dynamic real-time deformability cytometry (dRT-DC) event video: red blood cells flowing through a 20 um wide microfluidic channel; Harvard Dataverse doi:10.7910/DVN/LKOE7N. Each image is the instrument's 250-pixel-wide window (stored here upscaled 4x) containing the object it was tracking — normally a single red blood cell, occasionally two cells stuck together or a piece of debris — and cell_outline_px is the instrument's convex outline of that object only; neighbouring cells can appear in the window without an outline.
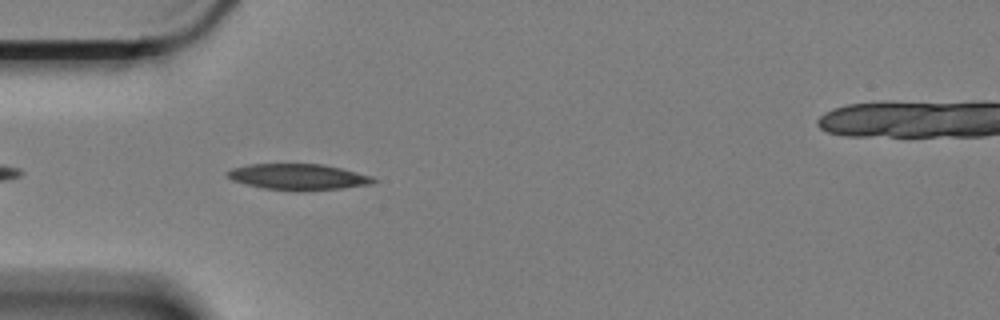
{"species": "Egyptian fruit bat (a non-hibernating species)", "species_latin": "Rousettus aegyptiacus", "temperature_condition": "cold", "stored_images_in_passage": 18, "camera_frame_rate_fps": 3000, "um_per_image_px": 0.085, "animal": {"sex": "female"}, "frame": {"image": 1, "passage_image": 3, "time_ms": 0.667, "image_size_px": [1000, 320], "cell_outline_px": [[376, 180], [372, 184], [340, 188], [264, 188], [244, 184], [232, 180], [224, 172], [232, 168], [248, 164], [324, 164], [372, 176]], "centroid_in_image_um": [25.3, 14.98], "position_along_channel_um": 59.7, "area_um2": 21.15}}
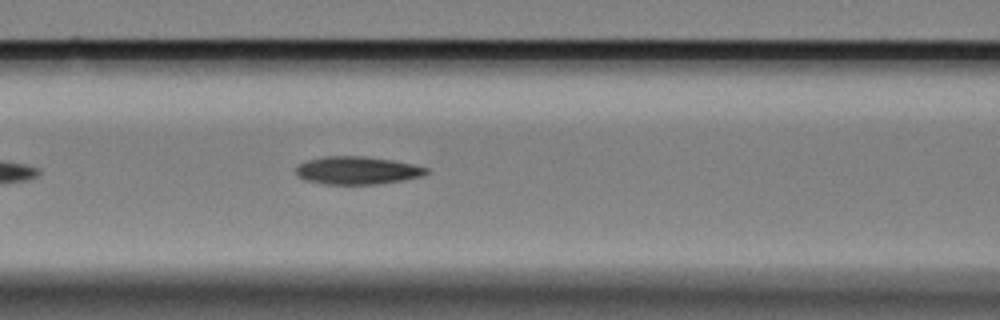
{"frame": {"image": 2, "passage_image": 10, "time_ms": 3.0, "image_size_px": [1000, 320], "cell_outline_px": [[432, 172], [424, 176], [404, 180], [376, 184], [324, 184], [304, 180], [296, 176], [296, 164], [308, 160], [324, 156], [364, 156], [392, 160], [412, 164], [428, 168]], "centroid_in_image_um": [30.36, 14.49], "position_along_channel_um": 136.2, "area_um2": 21.44}}
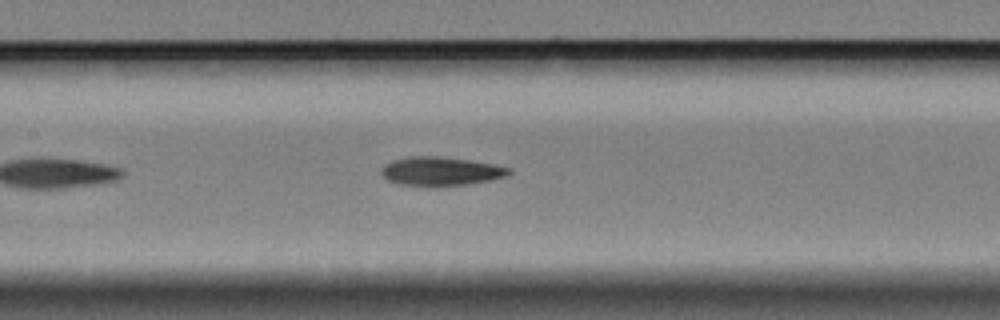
{"frame": {"image": 3, "passage_image": 13, "time_ms": 4.0, "image_size_px": [1000, 320], "cell_outline_px": [[512, 172], [508, 176], [492, 180], [468, 184], [440, 188], [400, 184], [388, 180], [380, 172], [380, 168], [384, 164], [392, 160], [408, 156], [440, 156], [468, 160], [492, 164], [512, 168]], "centroid_in_image_um": [37.47, 14.58], "position_along_channel_um": 169.9, "area_um2": 21.96}}